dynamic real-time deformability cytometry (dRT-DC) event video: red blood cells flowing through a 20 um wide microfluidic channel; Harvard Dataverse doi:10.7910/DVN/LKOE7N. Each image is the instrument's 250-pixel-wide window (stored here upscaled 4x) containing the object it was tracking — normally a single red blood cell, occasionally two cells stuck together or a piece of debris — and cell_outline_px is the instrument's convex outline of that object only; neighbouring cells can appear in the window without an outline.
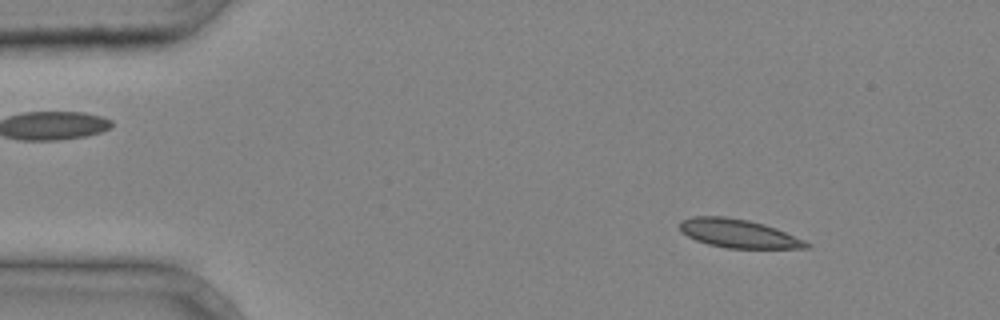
{"species": "common noctule bat (a hibernating species)", "species_latin": "Nyctalus noctula", "temperature_condition": "cold", "stored_images_in_passage": 41, "camera_frame_rate_fps": 3000, "um_per_image_px": 0.085, "animal": {"sex": "male", "body_mass_g": 20.4}, "frame": {"image": 1, "passage_image": 6, "time_ms": 1.667, "image_size_px": [1000, 320], "cell_outline_px": [[812, 248], [728, 248], [708, 244], [696, 240], [680, 232], [680, 220], [692, 216], [728, 216], [748, 220], [764, 224], [776, 228], [804, 240], [812, 244]], "centroid_in_image_um": [62.76, 19.84], "position_along_channel_um": 22.2, "area_um2": 21.15}}
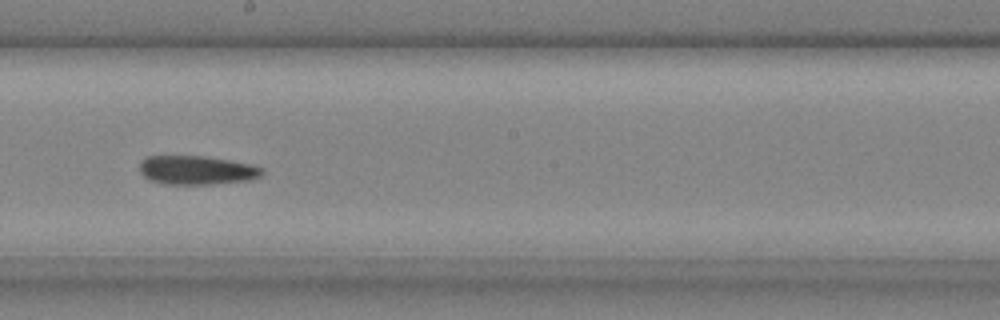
{"frame": {"image": 2, "passage_image": 24, "time_ms": 7.667, "image_size_px": [1000, 320], "cell_outline_px": [[264, 172], [260, 176], [248, 180], [212, 184], [164, 184], [152, 180], [144, 176], [140, 172], [140, 160], [148, 156], [204, 156], [252, 164], [264, 168]], "centroid_in_image_um": [16.73, 14.46], "position_along_channel_um": 231.5, "area_um2": 20.58}}
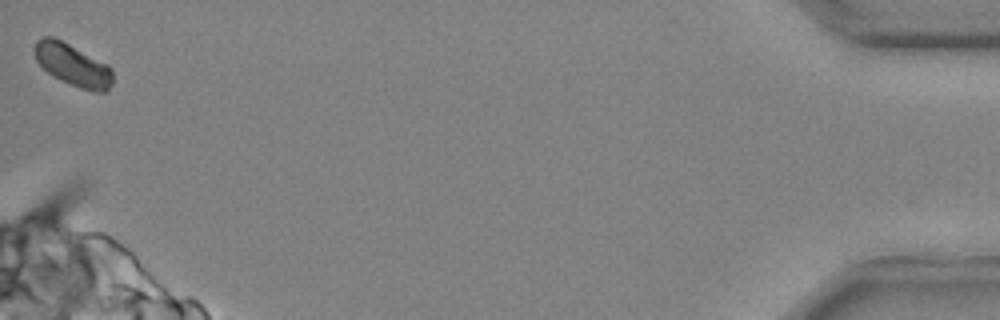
{"frame": {"image": 3, "passage_image": 41, "time_ms": 13.333, "image_size_px": [1000, 320], "cell_outline_px": [[112, 84], [108, 92], [96, 92], [80, 88], [60, 80], [52, 76], [36, 60], [32, 48], [36, 40], [44, 36], [52, 36], [108, 64], [112, 68]], "centroid_in_image_um": [6.18, 5.52], "position_along_channel_um": 429.0, "area_um2": 19.31}}